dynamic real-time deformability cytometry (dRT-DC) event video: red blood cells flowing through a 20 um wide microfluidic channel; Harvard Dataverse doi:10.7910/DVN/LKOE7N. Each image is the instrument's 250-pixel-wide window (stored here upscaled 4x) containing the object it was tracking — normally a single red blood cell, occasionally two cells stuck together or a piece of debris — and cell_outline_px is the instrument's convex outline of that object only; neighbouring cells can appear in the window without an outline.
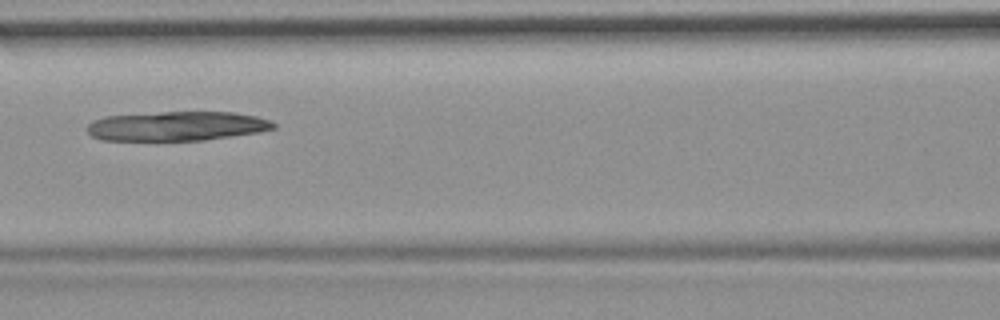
{"species": "common noctule bat (a hibernating species)", "species_latin": "Nyctalus noctula", "temperature_condition": "room temperature", "stored_images_in_passage": 9, "camera_frame_rate_fps": 3000, "um_per_image_px": 0.085, "animal": {"sex": "female", "body_mass_g": 19.9}, "frame": {"image": 1, "passage_image": 7, "time_ms": 8.0, "image_size_px": [1000, 320], "cell_outline_px": [[276, 128], [256, 132], [232, 136], [204, 140], [100, 140], [92, 136], [88, 132], [88, 124], [92, 120], [104, 116], [160, 112], [232, 112], [256, 116], [272, 120], [276, 124]], "centroid_in_image_um": [15.03, 10.71], "position_along_channel_um": 151.6, "area_um2": 31.91}}